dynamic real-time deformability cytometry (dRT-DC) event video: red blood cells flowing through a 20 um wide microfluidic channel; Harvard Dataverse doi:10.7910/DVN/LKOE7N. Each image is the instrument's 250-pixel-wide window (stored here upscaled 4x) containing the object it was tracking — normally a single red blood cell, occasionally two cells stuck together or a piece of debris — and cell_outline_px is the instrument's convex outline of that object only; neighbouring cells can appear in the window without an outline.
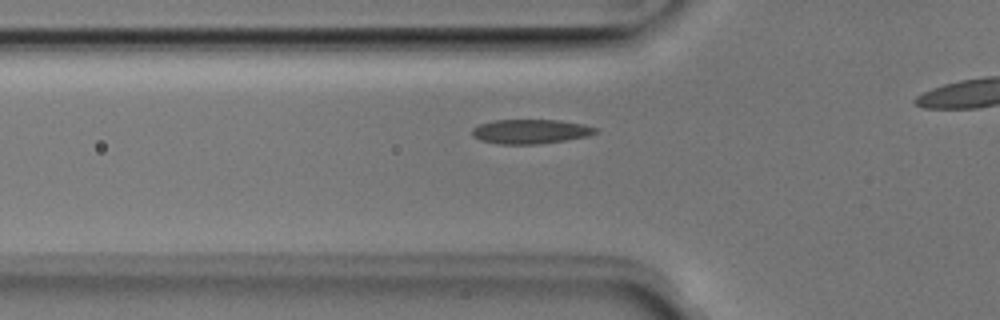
{"species": "Egyptian fruit bat (a non-hibernating species)", "species_latin": "Rousettus aegyptiacus", "temperature_condition": "room temperature", "stored_images_in_passage": 35, "camera_frame_rate_fps": 3000, "um_per_image_px": 0.085, "animal": {"sex": "male"}, "frame": {"image": 1, "passage_image": 11, "time_ms": 3.333, "image_size_px": [1000, 320], "cell_outline_px": [[596, 132], [588, 136], [564, 140], [536, 144], [500, 144], [480, 140], [472, 136], [472, 128], [480, 124], [492, 120], [560, 120], [584, 124], [596, 128]], "centroid_in_image_um": [45.06, 11.17], "position_along_channel_um": 80.7, "area_um2": 17.46}}
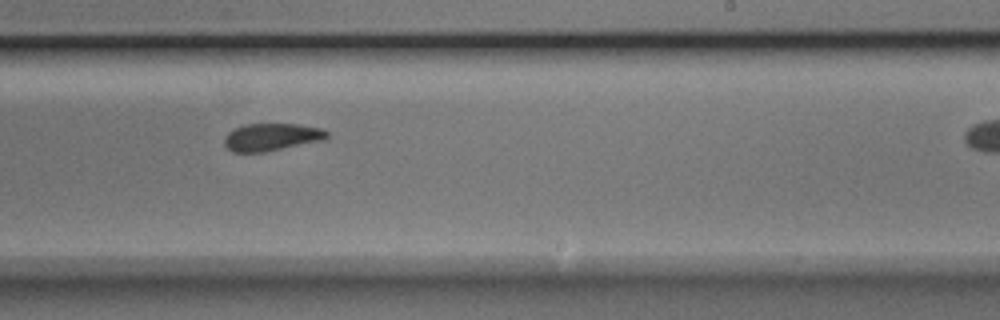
{"frame": {"image": 2, "passage_image": 25, "time_ms": 8.0, "image_size_px": [1000, 320], "cell_outline_px": [[328, 136], [324, 140], [264, 152], [232, 152], [224, 144], [224, 136], [232, 128], [244, 124], [296, 124], [320, 128], [328, 132]], "centroid_in_image_um": [23.04, 11.64], "position_along_channel_um": 266.0, "area_um2": 16.47}}
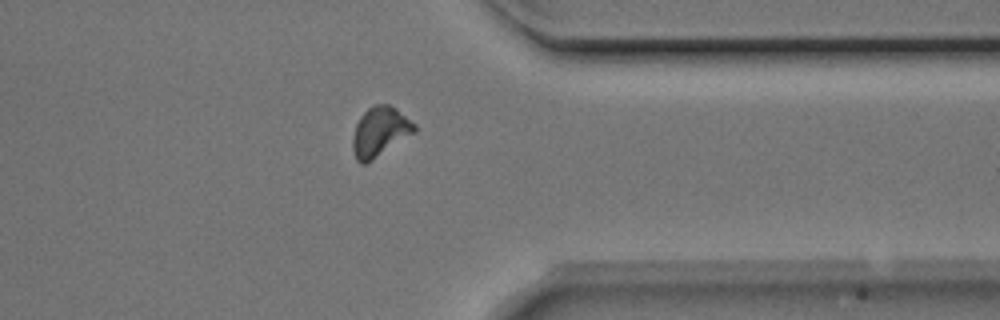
{"frame": {"image": 3, "passage_image": 34, "time_ms": 11.0, "image_size_px": [1000, 320], "cell_outline_px": [[416, 132], [372, 160], [364, 164], [360, 164], [356, 160], [352, 148], [352, 136], [356, 124], [360, 116], [368, 108], [376, 104], [388, 104], [396, 108], [416, 124]], "centroid_in_image_um": [32.28, 11.2], "position_along_channel_um": 379.1, "area_um2": 17.92}}